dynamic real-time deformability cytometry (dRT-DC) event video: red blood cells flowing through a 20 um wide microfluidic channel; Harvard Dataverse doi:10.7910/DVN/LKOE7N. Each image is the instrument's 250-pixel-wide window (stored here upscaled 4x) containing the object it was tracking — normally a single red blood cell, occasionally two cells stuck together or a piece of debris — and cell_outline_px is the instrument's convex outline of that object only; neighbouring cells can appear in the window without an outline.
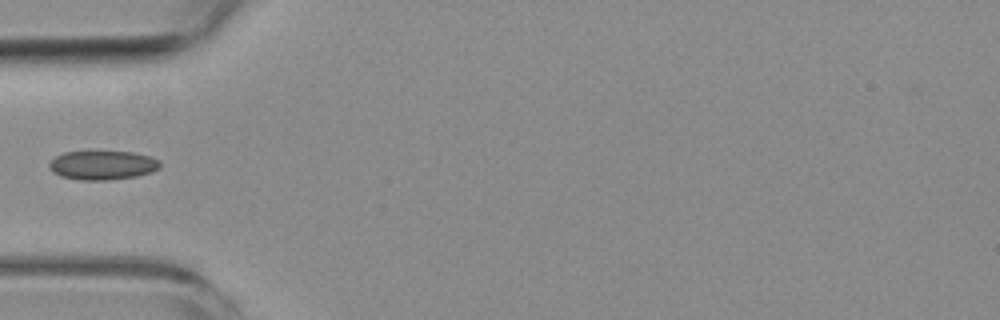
{"species": "common noctule bat (a hibernating species)", "species_latin": "Nyctalus noctula", "temperature_condition": "room temperature", "stored_images_in_passage": 6, "camera_frame_rate_fps": 3000, "um_per_image_px": 0.085, "animal": {"sex": "female", "body_mass_g": 19.3, "forearm_length_mm": 54.1}, "frame": {"image": 1, "passage_image": 6, "time_ms": 5.667, "image_size_px": [1000, 320], "cell_outline_px": [[160, 168], [152, 172], [136, 176], [108, 180], [80, 180], [60, 176], [52, 172], [48, 168], [48, 164], [56, 156], [64, 152], [132, 152], [148, 156], [160, 160]], "centroid_in_image_um": [8.7, 14.05], "position_along_channel_um": 76.3, "area_um2": 18.73}}